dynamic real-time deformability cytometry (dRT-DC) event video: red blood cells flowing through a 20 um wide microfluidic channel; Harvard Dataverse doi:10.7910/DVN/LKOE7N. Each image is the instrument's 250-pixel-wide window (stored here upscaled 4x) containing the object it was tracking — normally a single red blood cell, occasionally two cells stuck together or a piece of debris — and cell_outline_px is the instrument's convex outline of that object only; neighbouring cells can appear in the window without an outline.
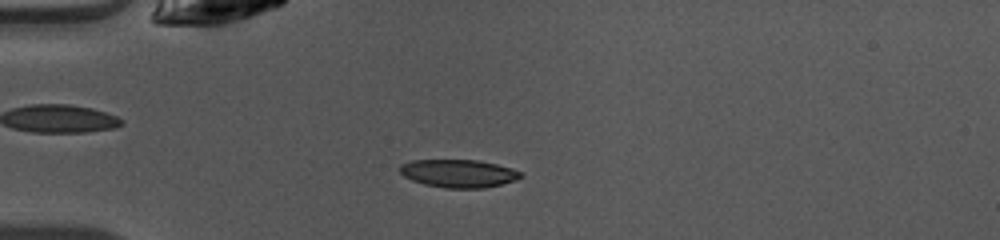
{"species": "common noctule bat (a hibernating species)", "species_latin": "Nyctalus noctula", "temperature_condition": "warm", "stored_images_in_passage": 39, "camera_frame_rate_fps": 3000, "um_per_image_px": 0.085, "animal": {"sex": "female", "body_mass_g": 10.0, "forearm_length_mm": 53.1}, "frame": {"image": 1, "passage_image": 3, "time_ms": 0.667, "image_size_px": [1000, 240], "cell_outline_px": [[524, 176], [516, 180], [484, 188], [444, 188], [424, 184], [412, 180], [404, 176], [400, 172], [400, 164], [412, 160], [480, 160], [512, 168], [520, 172]], "centroid_in_image_um": [38.98, 14.74], "position_along_channel_um": 46.0, "area_um2": 19.71}}
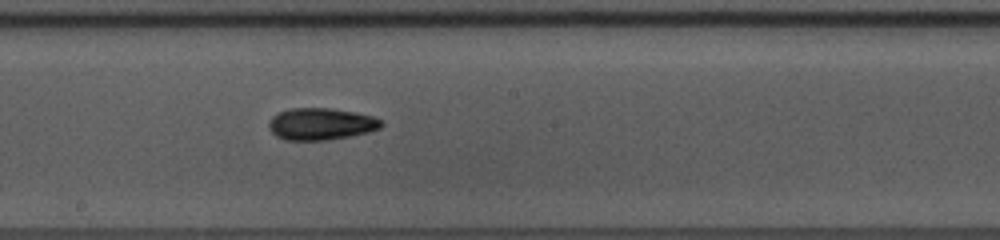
{"frame": {"image": 2, "passage_image": 17, "time_ms": 5.333, "image_size_px": [1000, 240], "cell_outline_px": [[384, 124], [380, 128], [368, 132], [328, 140], [284, 140], [276, 136], [268, 128], [268, 120], [276, 112], [288, 108], [328, 108], [356, 112], [372, 116], [380, 120]], "centroid_in_image_um": [27.22, 10.53], "position_along_channel_um": 221.0, "area_um2": 21.1}}
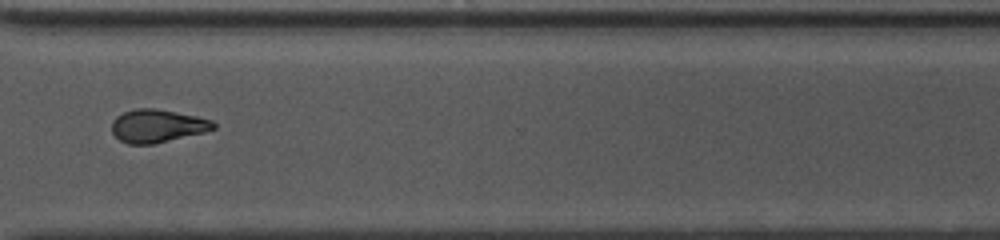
{"frame": {"image": 3, "passage_image": 27, "time_ms": 8.667, "image_size_px": [1000, 240], "cell_outline_px": [[216, 128], [204, 132], [152, 144], [128, 144], [120, 140], [112, 132], [112, 120], [116, 116], [124, 112], [136, 108], [156, 108], [196, 116], [212, 120], [216, 124]], "centroid_in_image_um": [13.36, 10.69], "position_along_channel_um": 357.2, "area_um2": 19.48}, "authors_computed_cell_mechanics": {"area_um2": 19.7098, "velocity_mm_per_s": 4.1055, "shape_relaxation_time_tau1_ms": 4.2213, "shape_relaxation_time_tau2_ms": 4.592, "deformation_change_tau1": 0.1358, "deformation_change_tau2": 0.1101}}